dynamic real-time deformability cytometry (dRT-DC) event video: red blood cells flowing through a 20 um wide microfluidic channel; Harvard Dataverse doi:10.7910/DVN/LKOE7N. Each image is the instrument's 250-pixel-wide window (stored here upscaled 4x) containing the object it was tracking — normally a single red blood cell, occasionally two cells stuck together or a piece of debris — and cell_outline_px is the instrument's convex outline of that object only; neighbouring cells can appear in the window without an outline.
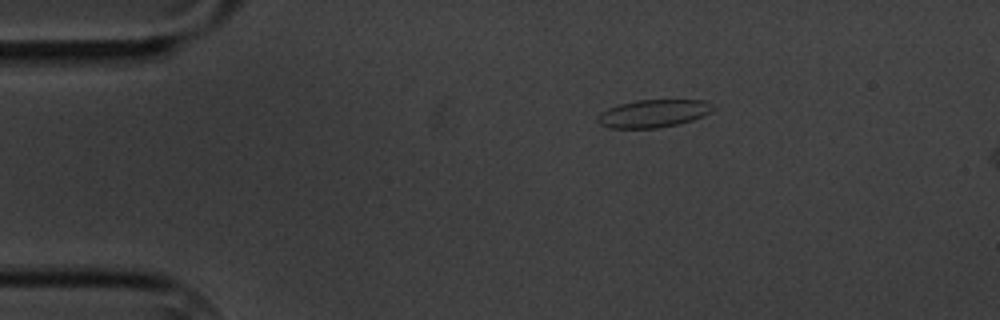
{"species": "common noctule bat (a hibernating species)", "species_latin": "Nyctalus noctula", "temperature_condition": "cold", "stored_images_in_passage": 3, "camera_frame_rate_fps": 3000, "um_per_image_px": 0.085, "animal": {"sex": "male", "body_mass_g": 20.1, "forearm_length_mm": 53.5}, "frame": {"image": 1, "passage_image": 1, "time_ms": 0.0, "image_size_px": [1000, 320], "cell_outline_px": [[716, 108], [712, 112], [692, 120], [680, 124], [656, 128], [608, 128], [600, 124], [596, 120], [596, 116], [600, 112], [608, 108], [620, 104], [636, 100], [704, 100], [712, 104]], "centroid_in_image_um": [55.53, 9.65], "position_along_channel_um": 29.5, "area_um2": 18.84}}